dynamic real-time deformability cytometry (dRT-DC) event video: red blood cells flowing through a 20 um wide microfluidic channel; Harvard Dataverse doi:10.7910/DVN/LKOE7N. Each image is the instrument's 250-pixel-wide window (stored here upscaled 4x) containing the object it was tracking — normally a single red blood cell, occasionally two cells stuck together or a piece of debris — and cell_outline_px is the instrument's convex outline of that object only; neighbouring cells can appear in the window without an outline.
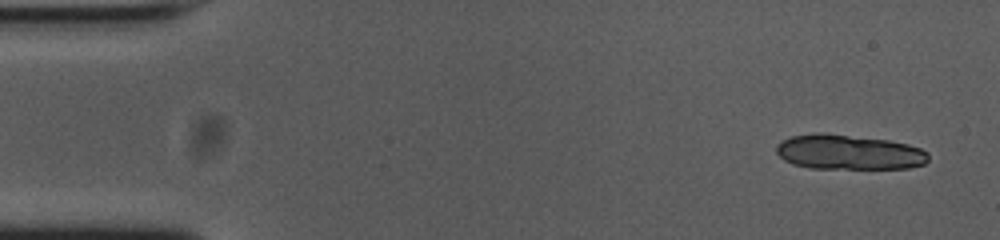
{"species": "common noctule bat (a hibernating species)", "species_latin": "Nyctalus noctula", "temperature_condition": "cold", "stored_images_in_passage": 13, "camera_frame_rate_fps": 3000, "um_per_image_px": 0.085, "animal": {"sex": "female", "body_mass_g": 23.0, "forearm_length_mm": 53.4}, "frame": {"image": 1, "passage_image": 1, "time_ms": 0.0, "image_size_px": [1000, 240], "cell_outline_px": [[928, 160], [924, 164], [908, 168], [808, 168], [792, 164], [784, 160], [776, 152], [776, 144], [780, 140], [792, 136], [816, 132], [824, 132], [888, 140], [908, 144], [920, 148], [928, 152]], "centroid_in_image_um": [72.11, 12.92], "position_along_channel_um": 12.9, "area_um2": 31.15}}